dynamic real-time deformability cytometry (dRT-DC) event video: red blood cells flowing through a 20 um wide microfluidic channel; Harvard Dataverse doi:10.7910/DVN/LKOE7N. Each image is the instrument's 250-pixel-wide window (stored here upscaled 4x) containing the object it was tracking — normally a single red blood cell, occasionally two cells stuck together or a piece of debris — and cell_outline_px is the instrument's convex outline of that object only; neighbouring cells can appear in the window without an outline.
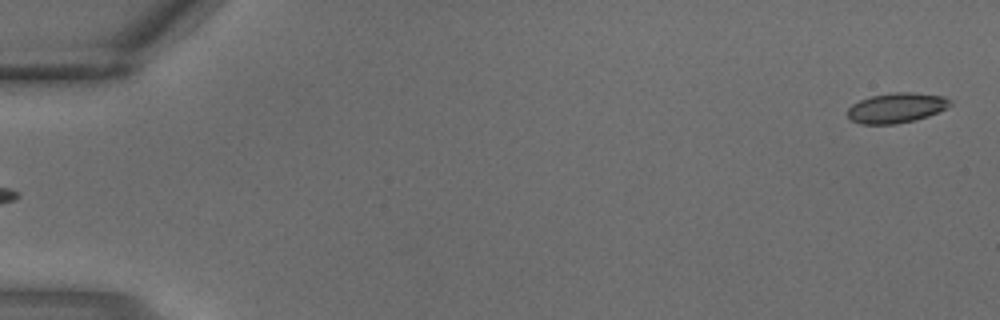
{"species": "common noctule bat (a hibernating species)", "species_latin": "Nyctalus noctula", "temperature_condition": "warm", "stored_images_in_passage": 4, "segment_of_instrument_passage": [2, 2], "camera_frame_rate_fps": 3000, "um_per_image_px": 0.085, "animal": {"sex": "male", "body_mass_g": 18.8}, "frame": {"image": 1, "passage_image": 4, "time_ms": 1.0, "image_size_px": [1000, 320], "cell_outline_px": [[952, 104], [928, 116], [916, 120], [896, 124], [860, 124], [852, 120], [848, 116], [848, 108], [852, 104], [860, 100], [872, 96], [892, 92], [912, 92], [944, 96], [952, 100]], "centroid_in_image_um": [76.2, 9.16], "position_along_channel_um": 8.8, "area_um2": 17.92}}